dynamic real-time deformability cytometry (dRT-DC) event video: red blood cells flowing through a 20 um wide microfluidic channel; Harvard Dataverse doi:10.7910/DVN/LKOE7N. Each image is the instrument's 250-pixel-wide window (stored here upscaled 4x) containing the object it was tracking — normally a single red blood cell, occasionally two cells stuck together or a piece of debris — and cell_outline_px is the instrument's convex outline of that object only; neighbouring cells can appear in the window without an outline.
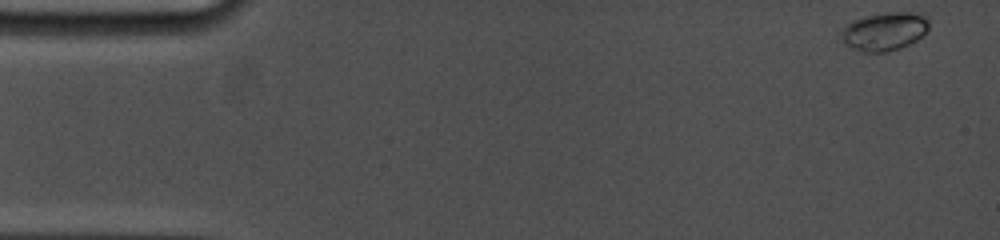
{"species": "common noctule bat (a hibernating species)", "species_latin": "Nyctalus noctula", "temperature_condition": "cold", "stored_images_in_passage": 44, "camera_frame_rate_fps": 5000, "um_per_image_px": 0.085, "animal": {"sex": "female", "body_mass_g": 19.0, "forearm_length_mm": 53.3}, "frame": {"image": 1, "passage_image": 1, "time_ms": 0.0, "image_size_px": [1000, 240], "cell_outline_px": [[928, 28], [916, 40], [900, 48], [884, 52], [864, 52], [848, 44], [844, 40], [840, 32], [840, 28], [852, 20], [868, 16], [888, 12], [912, 12], [924, 16], [928, 20]], "centroid_in_image_um": [75.16, 2.65], "position_along_channel_um": 9.8, "area_um2": 19.13}}
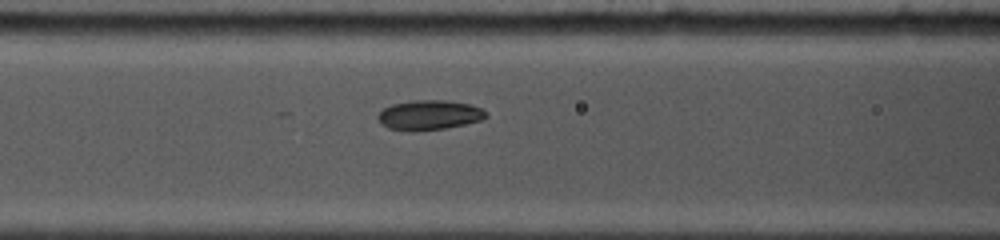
{"frame": {"image": 2, "passage_image": 36, "time_ms": 6.4, "image_size_px": [1000, 240], "cell_outline_px": [[488, 116], [484, 120], [444, 128], [388, 128], [376, 116], [384, 108], [392, 104], [412, 100], [448, 100], [468, 104], [480, 108], [488, 112]], "centroid_in_image_um": [36.57, 9.72], "position_along_channel_um": 130.0, "area_um2": 17.98}}
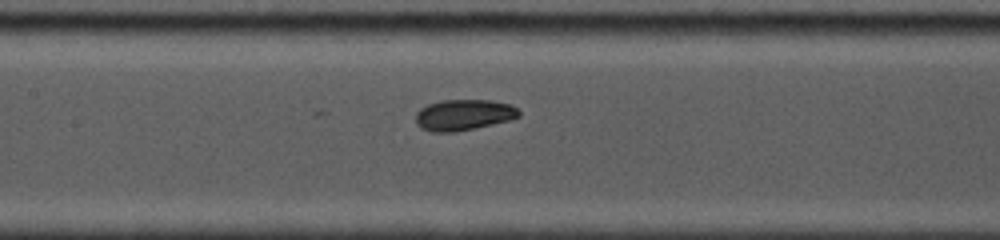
{"frame": {"image": 3, "passage_image": 44, "time_ms": 7.4, "image_size_px": [1000, 240], "cell_outline_px": [[520, 116], [508, 120], [492, 124], [452, 132], [432, 132], [420, 128], [416, 124], [416, 112], [420, 108], [428, 104], [440, 100], [492, 100], [508, 104], [516, 108], [520, 112]], "centroid_in_image_um": [39.36, 9.76], "position_along_channel_um": 168.0, "area_um2": 18.5}}